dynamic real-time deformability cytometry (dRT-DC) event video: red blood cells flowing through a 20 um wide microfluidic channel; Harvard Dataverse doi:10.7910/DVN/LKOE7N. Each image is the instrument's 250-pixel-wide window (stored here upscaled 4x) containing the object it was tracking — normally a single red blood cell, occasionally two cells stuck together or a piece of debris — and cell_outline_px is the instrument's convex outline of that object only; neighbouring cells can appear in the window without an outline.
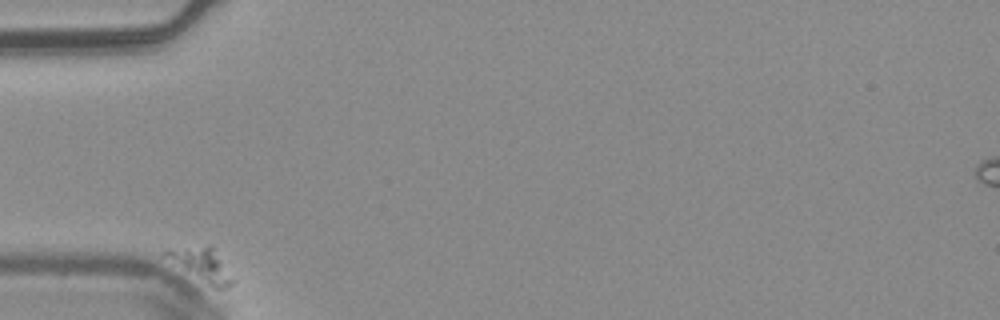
{"species": "common noctule bat (a hibernating species)", "species_latin": "Nyctalus noctula", "temperature_condition": "warm", "stored_images_in_passage": 11, "camera_frame_rate_fps": 3000, "um_per_image_px": 0.085, "animal": {"sex": "male", "body_mass_g": 20.4}, "frame": {"image": 1, "passage_image": 1, "time_ms": 0.0, "image_size_px": [1000, 320], "cell_outline_px": [[236, 280], [228, 288], [216, 288], [160, 256], [160, 252], [168, 248], [208, 244], [212, 244]], "centroid_in_image_um": [17.11, 22.43], "position_along_channel_um": 67.9, "area_um2": 13.41}}